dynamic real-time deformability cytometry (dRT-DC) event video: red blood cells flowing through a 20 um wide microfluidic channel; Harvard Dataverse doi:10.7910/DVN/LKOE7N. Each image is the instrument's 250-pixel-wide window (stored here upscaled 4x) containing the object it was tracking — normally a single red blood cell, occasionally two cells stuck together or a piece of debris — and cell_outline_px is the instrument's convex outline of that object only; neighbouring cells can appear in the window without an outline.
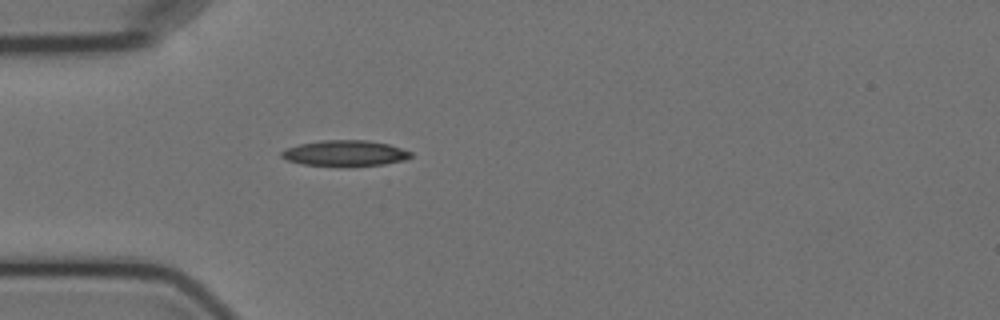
{"species": "Egyptian fruit bat (a non-hibernating species)", "species_latin": "Rousettus aegyptiacus", "temperature_condition": "cold", "stored_images_in_passage": 4, "camera_frame_rate_fps": 3000, "um_per_image_px": 0.085, "animal": {"sex": "female"}, "frame": {"image": 1, "passage_image": 4, "time_ms": 3.333, "image_size_px": [1000, 320], "cell_outline_px": [[412, 156], [404, 160], [384, 164], [304, 164], [288, 160], [280, 156], [280, 152], [288, 148], [300, 144], [320, 140], [368, 140], [388, 144], [412, 152]], "centroid_in_image_um": [29.34, 12.98], "position_along_channel_um": 55.7, "area_um2": 18.61}}